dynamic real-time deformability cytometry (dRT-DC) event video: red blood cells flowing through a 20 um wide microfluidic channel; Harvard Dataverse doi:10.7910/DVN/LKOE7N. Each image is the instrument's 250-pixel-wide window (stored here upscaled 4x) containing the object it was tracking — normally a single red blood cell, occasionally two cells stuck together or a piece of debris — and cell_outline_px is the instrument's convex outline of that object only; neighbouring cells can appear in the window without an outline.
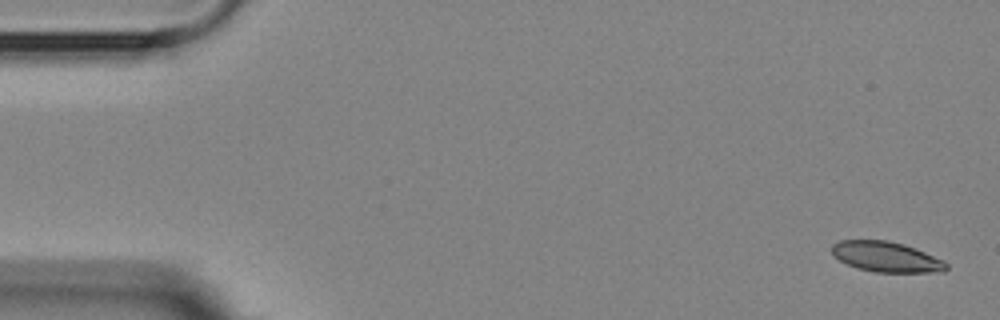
{"species": "Egyptian fruit bat (a non-hibernating species)", "species_latin": "Rousettus aegyptiacus", "temperature_condition": "room temperature", "stored_images_in_passage": 6, "camera_frame_rate_fps": 3000, "um_per_image_px": 0.085, "animal": {"sex": "female"}, "frame": {"image": 1, "passage_image": 1, "time_ms": 0.0, "image_size_px": [1000, 320], "cell_outline_px": [[948, 268], [944, 272], [876, 272], [856, 268], [832, 256], [832, 244], [840, 240], [888, 240], [904, 244], [944, 260], [948, 264]], "centroid_in_image_um": [75.33, 21.83], "position_along_channel_um": 9.7, "area_um2": 20.29}}